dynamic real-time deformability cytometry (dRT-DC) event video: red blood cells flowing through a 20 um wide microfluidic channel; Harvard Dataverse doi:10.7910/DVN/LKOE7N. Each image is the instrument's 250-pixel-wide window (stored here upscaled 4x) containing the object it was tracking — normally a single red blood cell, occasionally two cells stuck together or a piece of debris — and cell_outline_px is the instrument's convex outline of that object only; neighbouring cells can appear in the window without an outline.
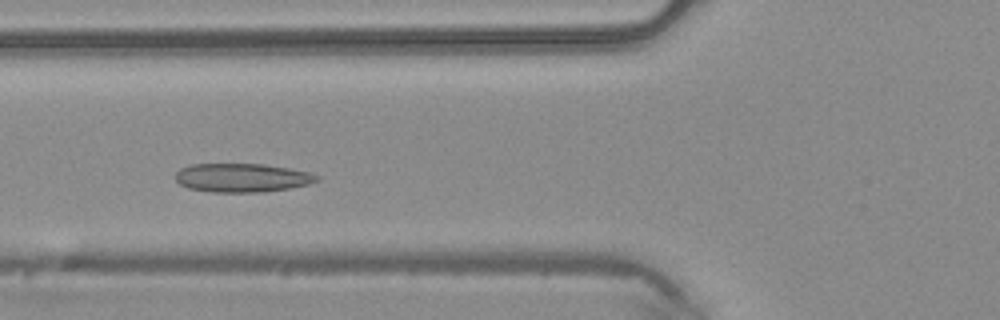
{"species": "common noctule bat (a hibernating species)", "species_latin": "Nyctalus noctula", "temperature_condition": "warm", "stored_images_in_passage": 44, "camera_frame_rate_fps": 3000, "um_per_image_px": 0.085, "animal": {"sex": "male", "body_mass_g": 20.4}, "frame": {"image": 1, "passage_image": 14, "time_ms": 4.333, "image_size_px": [1000, 320], "cell_outline_px": [[320, 180], [308, 184], [288, 188], [264, 192], [212, 192], [188, 188], [180, 184], [176, 180], [176, 172], [180, 168], [192, 164], [264, 164], [288, 168], [308, 172], [320, 176]], "centroid_in_image_um": [20.57, 15.11], "position_along_channel_um": 105.2, "area_um2": 23.64}}
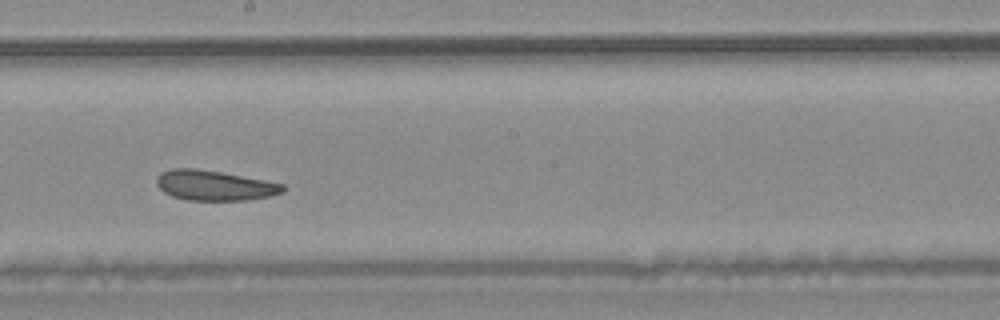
{"frame": {"image": 2, "passage_image": 23, "time_ms": 7.333, "image_size_px": [1000, 320], "cell_outline_px": [[288, 188], [284, 192], [268, 196], [248, 200], [188, 200], [172, 196], [164, 192], [156, 184], [156, 176], [160, 172], [172, 168], [196, 168], [220, 172], [264, 180], [284, 184]], "centroid_in_image_um": [18.22, 15.76], "position_along_channel_um": 230.0, "area_um2": 22.2}}
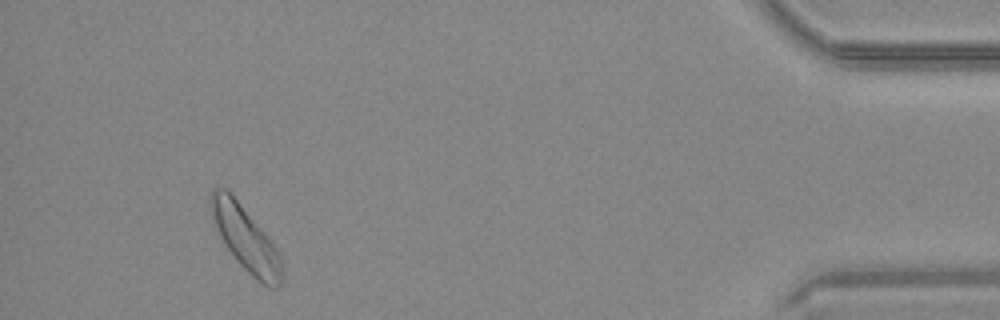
{"frame": {"image": 3, "passage_image": 41, "time_ms": 13.333, "image_size_px": [1000, 320], "cell_outline_px": [[284, 276], [280, 284], [276, 288], [272, 288], [256, 280], [236, 260], [220, 236], [212, 220], [208, 204], [208, 196], [212, 188], [224, 188], [236, 200], [264, 232], [276, 248], [280, 256]], "centroid_in_image_um": [20.85, 20.29], "position_along_channel_um": 414.3, "area_um2": 26.36}, "authors_computed_cell_mechanics": {"area_um2": 23.698, "velocity_mm_per_s": 4.1575, "shape_relaxation_time_tau1_ms": null, "shape_relaxation_time_tau2_ms": 2.4444, "deformation_change_tau1": null, "deformation_change_tau2": 0.0862}}